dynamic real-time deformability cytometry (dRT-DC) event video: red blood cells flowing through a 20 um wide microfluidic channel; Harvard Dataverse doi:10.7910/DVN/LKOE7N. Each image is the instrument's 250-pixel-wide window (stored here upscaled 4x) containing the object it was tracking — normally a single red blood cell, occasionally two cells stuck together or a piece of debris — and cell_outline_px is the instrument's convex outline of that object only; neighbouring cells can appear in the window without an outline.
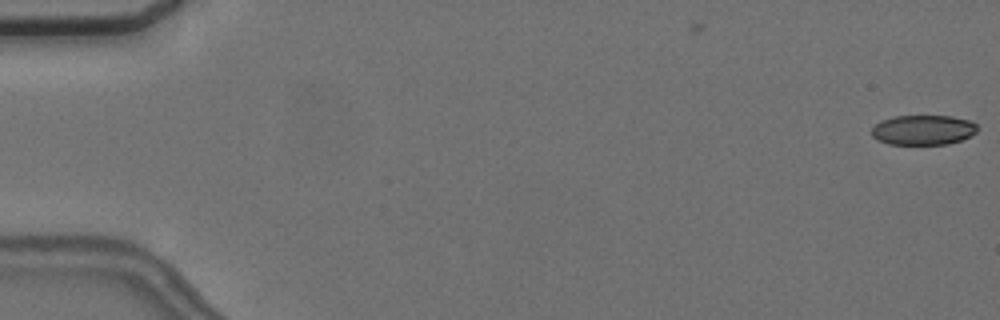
{"species": "common noctule bat (a hibernating species)", "species_latin": "Nyctalus noctula", "temperature_condition": "cold", "stored_images_in_passage": 6, "camera_frame_rate_fps": 3000, "um_per_image_px": 0.085, "animal": {"sex": "female", "body_mass_g": 24.6, "forearm_length_mm": 56.2}, "frame": {"image": 1, "passage_image": 1, "time_ms": 0.0, "image_size_px": [1000, 320], "cell_outline_px": [[980, 128], [972, 136], [948, 144], [888, 144], [876, 140], [872, 136], [872, 128], [880, 120], [892, 116], [952, 116], [972, 120]], "centroid_in_image_um": [78.49, 11.04], "position_along_channel_um": 6.5, "area_um2": 18.73}}
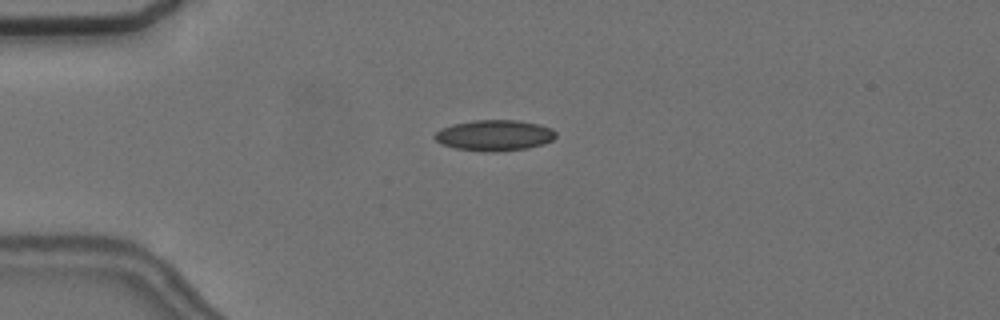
{"frame": {"image": 2, "passage_image": 5, "time_ms": 4.667, "image_size_px": [1000, 320], "cell_outline_px": [[556, 136], [552, 140], [544, 144], [528, 148], [496, 152], [484, 152], [456, 148], [440, 144], [432, 136], [440, 128], [452, 124], [472, 120], [520, 120], [540, 124], [552, 128], [556, 132]], "centroid_in_image_um": [42.02, 11.5], "position_along_channel_um": 43.0, "area_um2": 22.14}}